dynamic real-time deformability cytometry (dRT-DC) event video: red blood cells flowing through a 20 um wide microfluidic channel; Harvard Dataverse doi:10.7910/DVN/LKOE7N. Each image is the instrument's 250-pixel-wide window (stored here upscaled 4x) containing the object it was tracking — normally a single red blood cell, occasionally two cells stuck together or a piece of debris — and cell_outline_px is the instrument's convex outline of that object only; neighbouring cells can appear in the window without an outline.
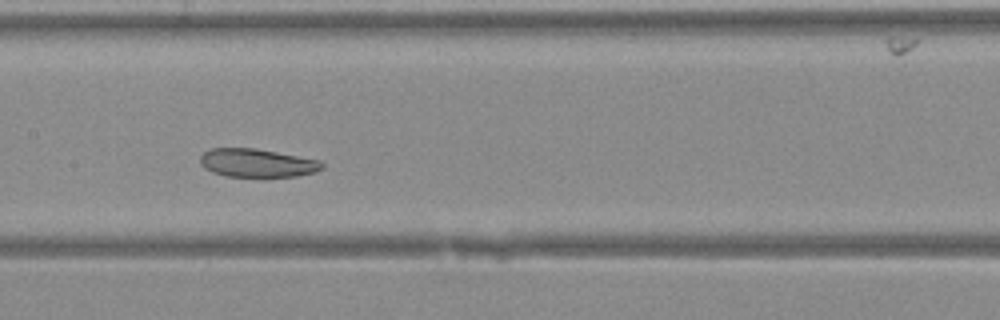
{"species": "Egyptian fruit bat (a non-hibernating species)", "species_latin": "Rousettus aegyptiacus", "temperature_condition": "warm", "stored_images_in_passage": 23, "camera_frame_rate_fps": 3000, "um_per_image_px": 0.085, "animal": {"sex": "female"}, "frame": {"image": 1, "passage_image": 10, "time_ms": 3.0, "image_size_px": [1000, 320], "cell_outline_px": [[324, 168], [316, 172], [296, 176], [228, 176], [212, 172], [204, 168], [200, 164], [200, 156], [204, 152], [212, 148], [256, 148], [320, 160], [324, 164]], "centroid_in_image_um": [21.86, 13.84], "position_along_channel_um": 185.5, "area_um2": 20.11}}